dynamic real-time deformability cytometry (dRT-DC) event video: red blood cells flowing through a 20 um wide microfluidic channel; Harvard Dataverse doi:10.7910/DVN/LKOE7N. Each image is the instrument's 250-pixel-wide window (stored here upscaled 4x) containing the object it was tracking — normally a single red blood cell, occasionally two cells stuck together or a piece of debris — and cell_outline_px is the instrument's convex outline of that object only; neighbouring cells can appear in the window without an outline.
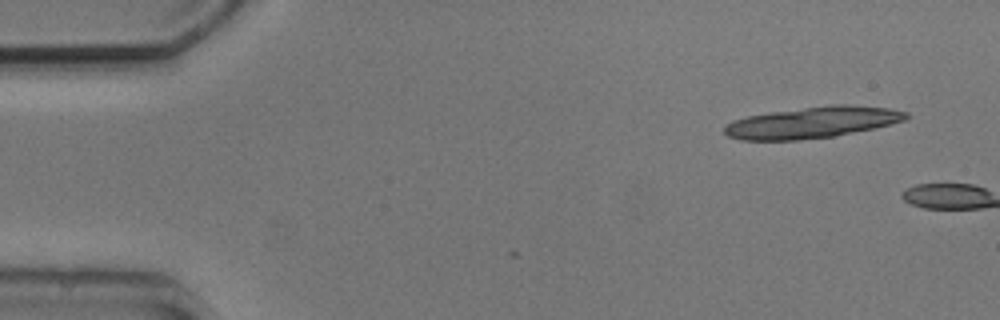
{"species": "common noctule bat (a hibernating species)", "species_latin": "Nyctalus noctula", "temperature_condition": "cold", "stored_images_in_passage": 2, "camera_frame_rate_fps": 3000, "um_per_image_px": 0.085, "animal": {"sex": "male", "body_mass_g": 20.5, "forearm_length_mm": 52.5}, "frame": {"image": 1, "passage_image": 1, "time_ms": 0.0, "image_size_px": [1000, 320], "cell_outline_px": [[908, 116], [904, 120], [872, 128], [832, 136], [800, 140], [740, 140], [728, 136], [724, 132], [724, 128], [732, 120], [748, 116], [772, 112], [832, 104], [848, 104], [888, 108], [908, 112]], "centroid_in_image_um": [69.02, 10.4], "position_along_channel_um": 16.0, "area_um2": 32.71}}